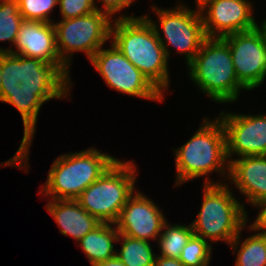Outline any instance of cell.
<instances>
[{"label":"cell","instance_id":"1","mask_svg":"<svg viewBox=\"0 0 266 266\" xmlns=\"http://www.w3.org/2000/svg\"><path fill=\"white\" fill-rule=\"evenodd\" d=\"M0 77L1 102L14 106L20 112L24 126L18 150L1 166L28 170L29 148L32 145L41 106L51 99L67 98L72 83L54 64L9 52H3Z\"/></svg>","mask_w":266,"mask_h":266},{"label":"cell","instance_id":"2","mask_svg":"<svg viewBox=\"0 0 266 266\" xmlns=\"http://www.w3.org/2000/svg\"><path fill=\"white\" fill-rule=\"evenodd\" d=\"M113 21L111 42L164 95L170 85L169 59L151 23L144 16L127 14Z\"/></svg>","mask_w":266,"mask_h":266},{"label":"cell","instance_id":"3","mask_svg":"<svg viewBox=\"0 0 266 266\" xmlns=\"http://www.w3.org/2000/svg\"><path fill=\"white\" fill-rule=\"evenodd\" d=\"M199 127L192 138L174 150L177 171L175 186L207 177L213 172H220L225 179L229 176L226 133L221 120L219 117L214 120L205 118Z\"/></svg>","mask_w":266,"mask_h":266},{"label":"cell","instance_id":"4","mask_svg":"<svg viewBox=\"0 0 266 266\" xmlns=\"http://www.w3.org/2000/svg\"><path fill=\"white\" fill-rule=\"evenodd\" d=\"M203 201L191 226L194 235L206 241H224L228 245L246 227L248 214L244 205L235 199L228 185L205 179Z\"/></svg>","mask_w":266,"mask_h":266},{"label":"cell","instance_id":"5","mask_svg":"<svg viewBox=\"0 0 266 266\" xmlns=\"http://www.w3.org/2000/svg\"><path fill=\"white\" fill-rule=\"evenodd\" d=\"M190 80L217 103H232L247 90L238 80L230 49L222 38H206L187 65Z\"/></svg>","mask_w":266,"mask_h":266},{"label":"cell","instance_id":"6","mask_svg":"<svg viewBox=\"0 0 266 266\" xmlns=\"http://www.w3.org/2000/svg\"><path fill=\"white\" fill-rule=\"evenodd\" d=\"M93 148L58 156L39 194L43 192L42 195L54 200H75L117 160Z\"/></svg>","mask_w":266,"mask_h":266},{"label":"cell","instance_id":"7","mask_svg":"<svg viewBox=\"0 0 266 266\" xmlns=\"http://www.w3.org/2000/svg\"><path fill=\"white\" fill-rule=\"evenodd\" d=\"M136 170L133 160L117 159L75 200L100 222L114 224L127 200L135 194Z\"/></svg>","mask_w":266,"mask_h":266},{"label":"cell","instance_id":"8","mask_svg":"<svg viewBox=\"0 0 266 266\" xmlns=\"http://www.w3.org/2000/svg\"><path fill=\"white\" fill-rule=\"evenodd\" d=\"M151 8L157 13L161 36L158 24L152 21L146 14L144 17L151 23L155 33L162 44L167 58L170 51L168 46L176 49L180 54L185 55L188 65L199 52L202 43L207 38L204 32L203 19L200 9H189L185 4L175 6L173 9H162L152 5ZM165 37L164 39L162 37ZM167 44V45H166Z\"/></svg>","mask_w":266,"mask_h":266},{"label":"cell","instance_id":"9","mask_svg":"<svg viewBox=\"0 0 266 266\" xmlns=\"http://www.w3.org/2000/svg\"><path fill=\"white\" fill-rule=\"evenodd\" d=\"M112 18L99 10L85 16L54 23L56 48L62 62L69 68L77 51L91 57L111 38Z\"/></svg>","mask_w":266,"mask_h":266},{"label":"cell","instance_id":"10","mask_svg":"<svg viewBox=\"0 0 266 266\" xmlns=\"http://www.w3.org/2000/svg\"><path fill=\"white\" fill-rule=\"evenodd\" d=\"M107 86L123 94L163 102L164 95L111 42L89 60Z\"/></svg>","mask_w":266,"mask_h":266},{"label":"cell","instance_id":"11","mask_svg":"<svg viewBox=\"0 0 266 266\" xmlns=\"http://www.w3.org/2000/svg\"><path fill=\"white\" fill-rule=\"evenodd\" d=\"M228 45L239 82L253 90L266 79V44L261 32L255 28L222 38Z\"/></svg>","mask_w":266,"mask_h":266},{"label":"cell","instance_id":"12","mask_svg":"<svg viewBox=\"0 0 266 266\" xmlns=\"http://www.w3.org/2000/svg\"><path fill=\"white\" fill-rule=\"evenodd\" d=\"M226 133L228 161L232 156L266 155V114L247 115L225 113L218 115ZM230 159V160H229Z\"/></svg>","mask_w":266,"mask_h":266},{"label":"cell","instance_id":"13","mask_svg":"<svg viewBox=\"0 0 266 266\" xmlns=\"http://www.w3.org/2000/svg\"><path fill=\"white\" fill-rule=\"evenodd\" d=\"M253 6L247 0H210L200 8L204 32L208 38L255 29Z\"/></svg>","mask_w":266,"mask_h":266},{"label":"cell","instance_id":"14","mask_svg":"<svg viewBox=\"0 0 266 266\" xmlns=\"http://www.w3.org/2000/svg\"><path fill=\"white\" fill-rule=\"evenodd\" d=\"M135 193L127 200L114 224L120 234L143 241H157L167 220L153 200L143 192Z\"/></svg>","mask_w":266,"mask_h":266},{"label":"cell","instance_id":"15","mask_svg":"<svg viewBox=\"0 0 266 266\" xmlns=\"http://www.w3.org/2000/svg\"><path fill=\"white\" fill-rule=\"evenodd\" d=\"M14 46L16 51L6 48L5 52L54 64L70 79L69 68L62 62L57 52L54 22L23 20Z\"/></svg>","mask_w":266,"mask_h":266},{"label":"cell","instance_id":"16","mask_svg":"<svg viewBox=\"0 0 266 266\" xmlns=\"http://www.w3.org/2000/svg\"><path fill=\"white\" fill-rule=\"evenodd\" d=\"M229 176L251 206L266 199V156H242L229 161Z\"/></svg>","mask_w":266,"mask_h":266},{"label":"cell","instance_id":"17","mask_svg":"<svg viewBox=\"0 0 266 266\" xmlns=\"http://www.w3.org/2000/svg\"><path fill=\"white\" fill-rule=\"evenodd\" d=\"M46 209L60 227L61 234L69 235L77 242L102 223L73 199H51Z\"/></svg>","mask_w":266,"mask_h":266},{"label":"cell","instance_id":"18","mask_svg":"<svg viewBox=\"0 0 266 266\" xmlns=\"http://www.w3.org/2000/svg\"><path fill=\"white\" fill-rule=\"evenodd\" d=\"M118 235L119 232L115 224L101 223L78 242L90 264L93 265L116 255L113 243L117 242Z\"/></svg>","mask_w":266,"mask_h":266},{"label":"cell","instance_id":"19","mask_svg":"<svg viewBox=\"0 0 266 266\" xmlns=\"http://www.w3.org/2000/svg\"><path fill=\"white\" fill-rule=\"evenodd\" d=\"M248 230L257 231L240 244L241 231L229 244L233 253L237 250L235 266H266V233L255 230L251 225ZM240 244V246H239ZM240 247L239 249H237Z\"/></svg>","mask_w":266,"mask_h":266},{"label":"cell","instance_id":"20","mask_svg":"<svg viewBox=\"0 0 266 266\" xmlns=\"http://www.w3.org/2000/svg\"><path fill=\"white\" fill-rule=\"evenodd\" d=\"M119 241H122V246L120 251L116 250V256L126 266H153L157 254H154L155 252H153L149 241L132 238L120 233L117 242Z\"/></svg>","mask_w":266,"mask_h":266},{"label":"cell","instance_id":"21","mask_svg":"<svg viewBox=\"0 0 266 266\" xmlns=\"http://www.w3.org/2000/svg\"><path fill=\"white\" fill-rule=\"evenodd\" d=\"M162 231L157 240L161 254L157 256L178 259L182 249L194 234L191 224L187 226L181 224L169 225L166 222Z\"/></svg>","mask_w":266,"mask_h":266},{"label":"cell","instance_id":"22","mask_svg":"<svg viewBox=\"0 0 266 266\" xmlns=\"http://www.w3.org/2000/svg\"><path fill=\"white\" fill-rule=\"evenodd\" d=\"M23 20L17 0H0V41L14 45ZM0 52L5 48L0 47Z\"/></svg>","mask_w":266,"mask_h":266},{"label":"cell","instance_id":"23","mask_svg":"<svg viewBox=\"0 0 266 266\" xmlns=\"http://www.w3.org/2000/svg\"><path fill=\"white\" fill-rule=\"evenodd\" d=\"M212 244L202 237L192 235L178 258L184 266H209Z\"/></svg>","mask_w":266,"mask_h":266},{"label":"cell","instance_id":"24","mask_svg":"<svg viewBox=\"0 0 266 266\" xmlns=\"http://www.w3.org/2000/svg\"><path fill=\"white\" fill-rule=\"evenodd\" d=\"M19 12L24 20L51 23L50 12L58 0H17Z\"/></svg>","mask_w":266,"mask_h":266},{"label":"cell","instance_id":"25","mask_svg":"<svg viewBox=\"0 0 266 266\" xmlns=\"http://www.w3.org/2000/svg\"><path fill=\"white\" fill-rule=\"evenodd\" d=\"M61 20L81 17L96 11L93 0H58Z\"/></svg>","mask_w":266,"mask_h":266},{"label":"cell","instance_id":"26","mask_svg":"<svg viewBox=\"0 0 266 266\" xmlns=\"http://www.w3.org/2000/svg\"><path fill=\"white\" fill-rule=\"evenodd\" d=\"M93 1L96 10L107 13L111 18L115 17V13L121 11L123 8H128L135 2V0H98L103 2L102 4L104 7L101 9L97 7L95 0Z\"/></svg>","mask_w":266,"mask_h":266},{"label":"cell","instance_id":"27","mask_svg":"<svg viewBox=\"0 0 266 266\" xmlns=\"http://www.w3.org/2000/svg\"><path fill=\"white\" fill-rule=\"evenodd\" d=\"M256 207H258V209L260 208L261 210L259 211L254 222H252L251 226L255 230L266 233V199L257 204Z\"/></svg>","mask_w":266,"mask_h":266},{"label":"cell","instance_id":"28","mask_svg":"<svg viewBox=\"0 0 266 266\" xmlns=\"http://www.w3.org/2000/svg\"><path fill=\"white\" fill-rule=\"evenodd\" d=\"M153 266H184V264L177 258L157 256Z\"/></svg>","mask_w":266,"mask_h":266},{"label":"cell","instance_id":"29","mask_svg":"<svg viewBox=\"0 0 266 266\" xmlns=\"http://www.w3.org/2000/svg\"><path fill=\"white\" fill-rule=\"evenodd\" d=\"M92 266H126L116 255L105 261H100Z\"/></svg>","mask_w":266,"mask_h":266},{"label":"cell","instance_id":"30","mask_svg":"<svg viewBox=\"0 0 266 266\" xmlns=\"http://www.w3.org/2000/svg\"><path fill=\"white\" fill-rule=\"evenodd\" d=\"M256 28L261 32L264 42L266 44V19H264L263 22L260 23V25L257 24Z\"/></svg>","mask_w":266,"mask_h":266},{"label":"cell","instance_id":"31","mask_svg":"<svg viewBox=\"0 0 266 266\" xmlns=\"http://www.w3.org/2000/svg\"><path fill=\"white\" fill-rule=\"evenodd\" d=\"M2 61H3V52H0V73L2 72ZM1 90H2V84L0 77V101H1Z\"/></svg>","mask_w":266,"mask_h":266},{"label":"cell","instance_id":"32","mask_svg":"<svg viewBox=\"0 0 266 266\" xmlns=\"http://www.w3.org/2000/svg\"><path fill=\"white\" fill-rule=\"evenodd\" d=\"M196 1V8L197 9H200L202 6H204L208 1L210 0H195Z\"/></svg>","mask_w":266,"mask_h":266}]
</instances>
